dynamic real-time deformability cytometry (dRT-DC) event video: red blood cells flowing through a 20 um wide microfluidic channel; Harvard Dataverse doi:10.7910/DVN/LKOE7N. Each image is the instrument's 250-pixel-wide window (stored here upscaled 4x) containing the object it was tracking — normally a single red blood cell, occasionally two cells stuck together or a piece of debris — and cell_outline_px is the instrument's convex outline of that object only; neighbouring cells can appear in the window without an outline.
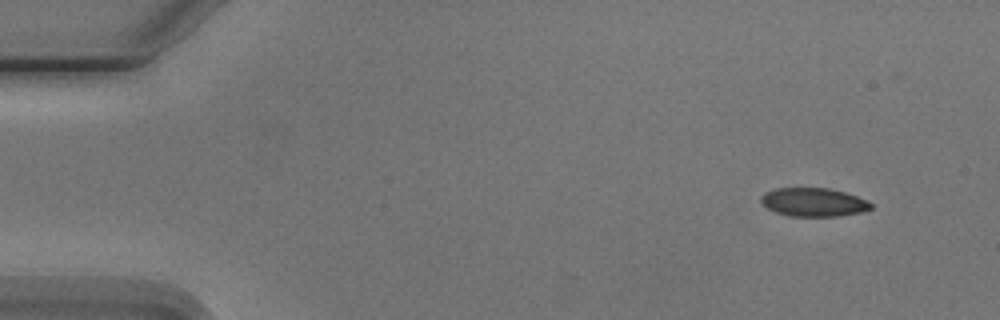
{"species": "Egyptian fruit bat (a non-hibernating species)", "species_latin": "Rousettus aegyptiacus", "temperature_condition": "cold", "stored_images_in_passage": 5, "camera_frame_rate_fps": 3000, "um_per_image_px": 0.085, "animal": {"sex": "male"}, "frame": {"image": 1, "passage_image": 1, "time_ms": 0.0, "image_size_px": [1000, 320], "cell_outline_px": [[872, 208], [860, 212], [840, 216], [788, 216], [776, 212], [768, 208], [760, 200], [760, 196], [764, 192], [776, 188], [828, 188], [844, 192], [868, 200], [872, 204]], "centroid_in_image_um": [69.14, 17.18], "position_along_channel_um": 15.9, "area_um2": 18.26}}
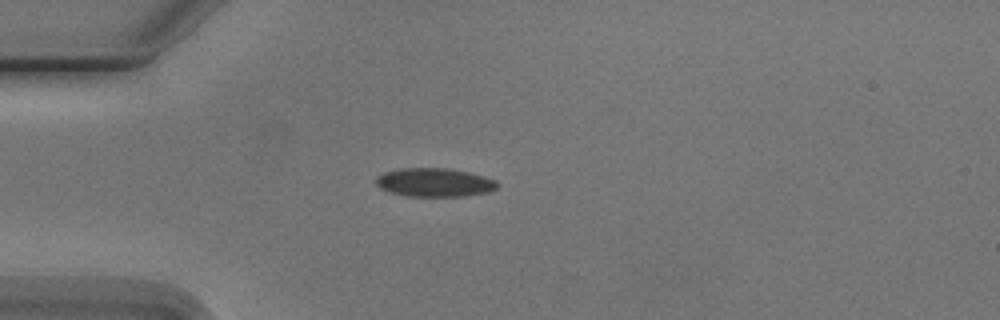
{"frame": {"image": 2, "passage_image": 3, "time_ms": 3.333, "image_size_px": [1000, 320], "cell_outline_px": [[500, 184], [496, 188], [488, 192], [464, 196], [408, 196], [392, 192], [380, 188], [376, 184], [376, 176], [384, 172], [400, 168], [444, 168], [468, 172], [484, 176], [496, 180]], "centroid_in_image_um": [36.94, 15.5], "position_along_channel_um": 48.1, "area_um2": 20.17}}